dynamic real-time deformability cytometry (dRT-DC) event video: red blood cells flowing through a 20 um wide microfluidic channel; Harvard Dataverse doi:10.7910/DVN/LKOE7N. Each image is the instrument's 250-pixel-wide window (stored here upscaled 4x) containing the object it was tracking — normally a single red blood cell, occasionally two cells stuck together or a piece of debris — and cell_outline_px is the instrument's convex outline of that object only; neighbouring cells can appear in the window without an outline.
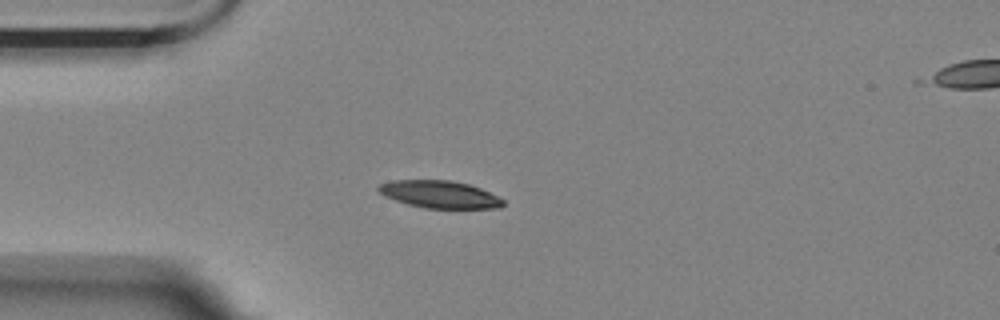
{"species": "Egyptian fruit bat (a non-hibernating species)", "species_latin": "Rousettus aegyptiacus", "temperature_condition": "room temperature", "stored_images_in_passage": 9, "camera_frame_rate_fps": 3000, "um_per_image_px": 0.085, "animal": {"sex": "female"}, "frame": {"image": 1, "passage_image": 3, "time_ms": 0.667, "image_size_px": [1000, 320], "cell_outline_px": [[504, 204], [500, 208], [424, 208], [408, 204], [384, 196], [376, 188], [380, 184], [392, 180], [452, 180], [468, 184], [480, 188], [504, 200]], "centroid_in_image_um": [37.35, 16.52], "position_along_channel_um": 47.6, "area_um2": 19.77}}
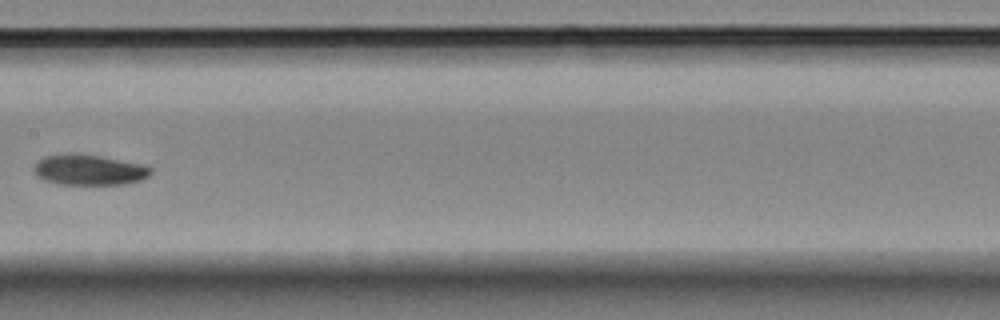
{"frame": {"image": 2, "passage_image": 7, "time_ms": 2.0, "image_size_px": [1000, 320], "cell_outline_px": [[152, 172], [148, 176], [140, 180], [124, 184], [60, 184], [36, 176], [32, 168], [44, 156], [68, 152], [76, 152], [100, 156], [140, 164], [152, 168]], "centroid_in_image_um": [7.54, 14.42], "position_along_channel_um": 199.9, "area_um2": 20.75}}
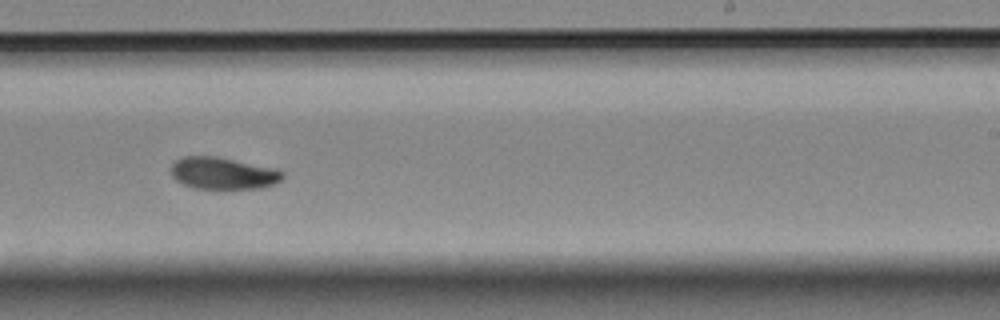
{"frame": {"image": 3, "passage_image": 9, "time_ms": 2.667, "image_size_px": [1000, 320], "cell_outline_px": [[284, 176], [280, 180], [272, 184], [260, 188], [196, 188], [184, 184], [176, 180], [172, 176], [172, 164], [176, 160], [184, 156], [216, 156], [276, 168], [284, 172]], "centroid_in_image_um": [18.97, 14.71], "position_along_channel_um": 270.0, "area_um2": 20.58}}